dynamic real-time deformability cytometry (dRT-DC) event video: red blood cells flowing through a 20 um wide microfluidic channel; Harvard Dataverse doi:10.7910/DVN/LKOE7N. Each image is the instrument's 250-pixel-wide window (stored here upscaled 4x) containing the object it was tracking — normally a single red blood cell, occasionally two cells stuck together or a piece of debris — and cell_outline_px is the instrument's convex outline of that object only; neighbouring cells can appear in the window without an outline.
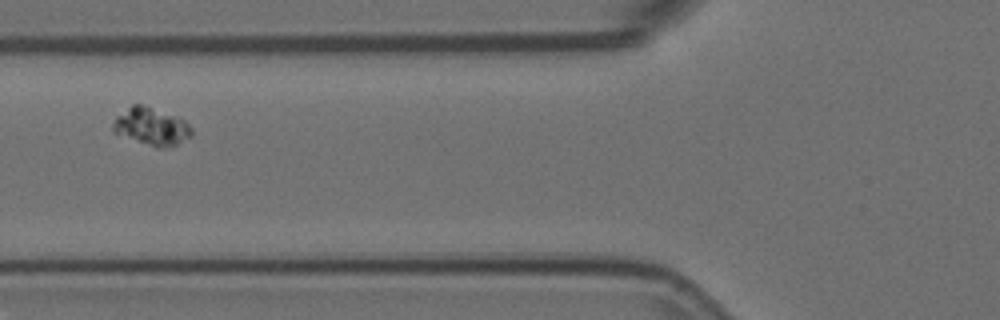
{"species": "Egyptian fruit bat (a non-hibernating species)", "species_latin": "Rousettus aegyptiacus", "temperature_condition": "room temperature", "stored_images_in_passage": 9, "camera_frame_rate_fps": 3000, "um_per_image_px": 0.085, "animal": {"sex": "female"}, "frame": {"image": 1, "passage_image": 4, "time_ms": 1.0, "image_size_px": [1000, 320], "cell_outline_px": [[192, 136], [176, 144], [164, 148], [160, 148], [112, 132], [112, 124], [116, 116], [132, 104], [144, 104], [184, 120], [192, 128]], "centroid_in_image_um": [12.85, 10.73], "position_along_channel_um": 112.9, "area_um2": 16.94}}
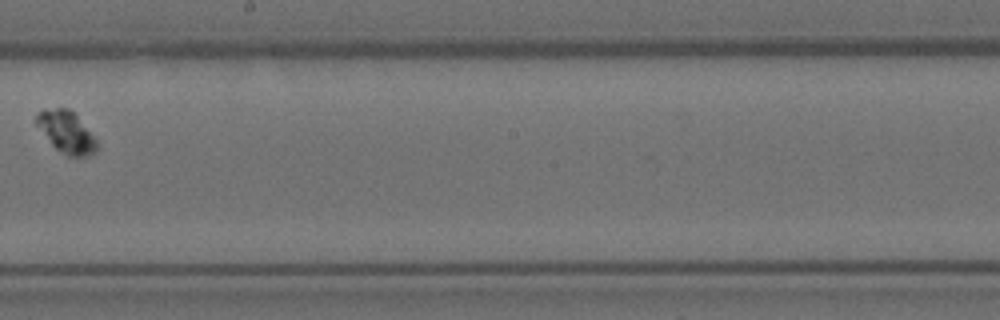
{"frame": {"image": 2, "passage_image": 7, "time_ms": 2.0, "image_size_px": [1000, 320], "cell_outline_px": [[96, 152], [88, 156], [68, 156], [56, 148], [52, 144], [36, 124], [36, 116], [44, 108], [68, 108], [76, 116], [96, 140]], "centroid_in_image_um": [5.63, 11.22], "position_along_channel_um": 242.6, "area_um2": 14.16}}
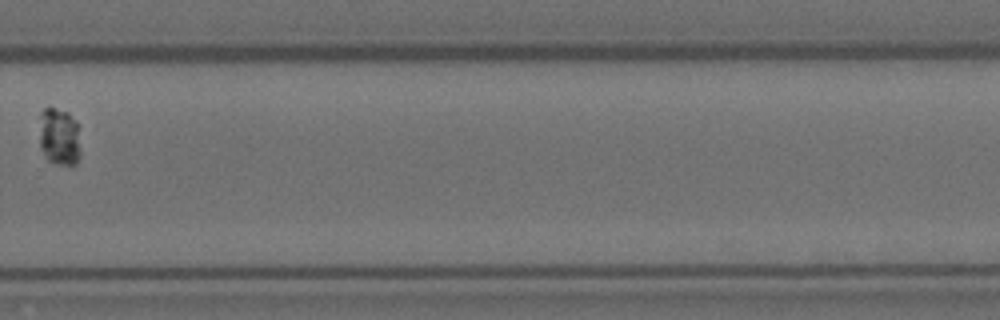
{"frame": {"image": 3, "passage_image": 9, "time_ms": 2.667, "image_size_px": [1000, 320], "cell_outline_px": [[80, 156], [76, 164], [72, 168], [52, 164], [44, 156], [40, 148], [40, 112], [44, 108], [52, 108], [68, 112], [76, 120], [80, 152]], "centroid_in_image_um": [5.04, 11.69], "position_along_channel_um": 324.8, "area_um2": 14.28}}